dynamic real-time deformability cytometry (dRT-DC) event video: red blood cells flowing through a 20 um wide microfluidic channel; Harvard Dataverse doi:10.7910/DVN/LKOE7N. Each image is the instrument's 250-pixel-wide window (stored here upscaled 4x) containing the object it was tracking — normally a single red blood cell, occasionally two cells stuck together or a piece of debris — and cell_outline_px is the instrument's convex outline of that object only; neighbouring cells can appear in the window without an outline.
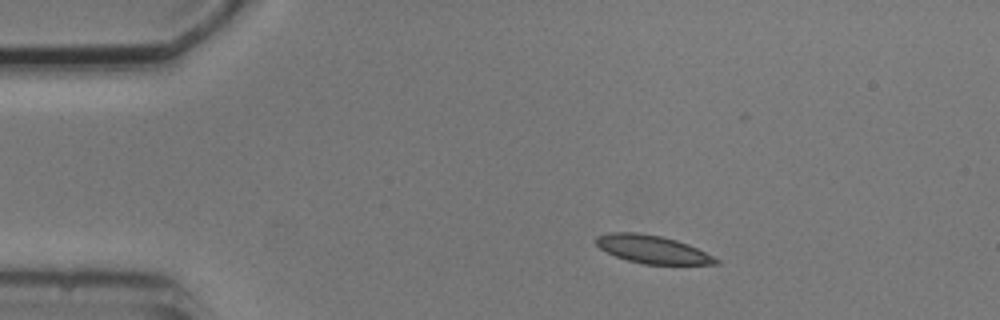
{"species": "common noctule bat (a hibernating species)", "species_latin": "Nyctalus noctula", "temperature_condition": "cold", "stored_images_in_passage": 7, "camera_frame_rate_fps": 3000, "um_per_image_px": 0.085, "animal": {"sex": "male", "body_mass_g": 20.5, "forearm_length_mm": 52.5}, "frame": {"image": 1, "passage_image": 2, "time_ms": 1.0, "image_size_px": [1000, 320], "cell_outline_px": [[720, 264], [644, 264], [628, 260], [616, 256], [600, 248], [596, 244], [596, 236], [608, 232], [640, 232], [660, 236], [676, 240], [688, 244], [720, 260]], "centroid_in_image_um": [55.43, 21.18], "position_along_channel_um": 29.6, "area_um2": 19.36}}
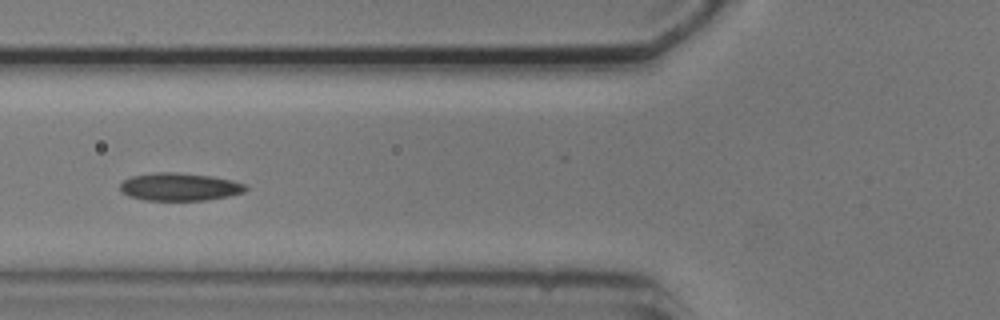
{"frame": {"image": 2, "passage_image": 5, "time_ms": 4.667, "image_size_px": [1000, 320], "cell_outline_px": [[248, 188], [244, 192], [228, 196], [204, 200], [144, 200], [128, 196], [120, 192], [120, 184], [124, 180], [132, 176], [156, 172], [176, 172], [212, 176], [232, 180], [244, 184]], "centroid_in_image_um": [15.24, 15.88], "position_along_channel_um": 110.6, "area_um2": 20.35}}
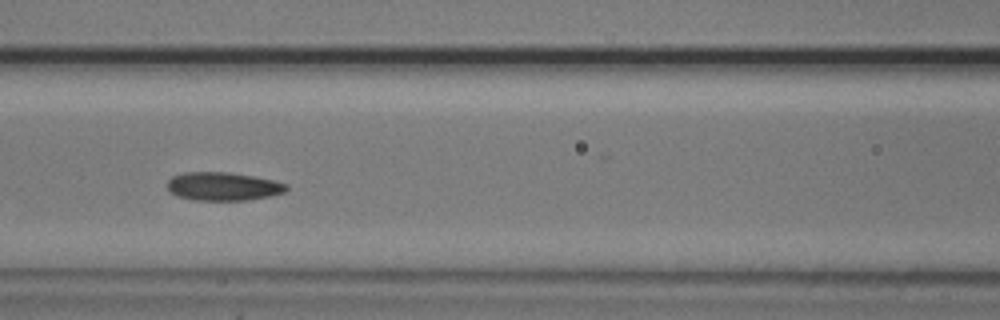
{"frame": {"image": 3, "passage_image": 6, "time_ms": 5.667, "image_size_px": [1000, 320], "cell_outline_px": [[288, 188], [284, 192], [268, 196], [248, 200], [196, 200], [176, 196], [168, 188], [168, 180], [172, 176], [184, 172], [228, 172], [252, 176], [272, 180], [288, 184]], "centroid_in_image_um": [18.95, 15.84], "position_along_channel_um": 147.6, "area_um2": 19.54}}